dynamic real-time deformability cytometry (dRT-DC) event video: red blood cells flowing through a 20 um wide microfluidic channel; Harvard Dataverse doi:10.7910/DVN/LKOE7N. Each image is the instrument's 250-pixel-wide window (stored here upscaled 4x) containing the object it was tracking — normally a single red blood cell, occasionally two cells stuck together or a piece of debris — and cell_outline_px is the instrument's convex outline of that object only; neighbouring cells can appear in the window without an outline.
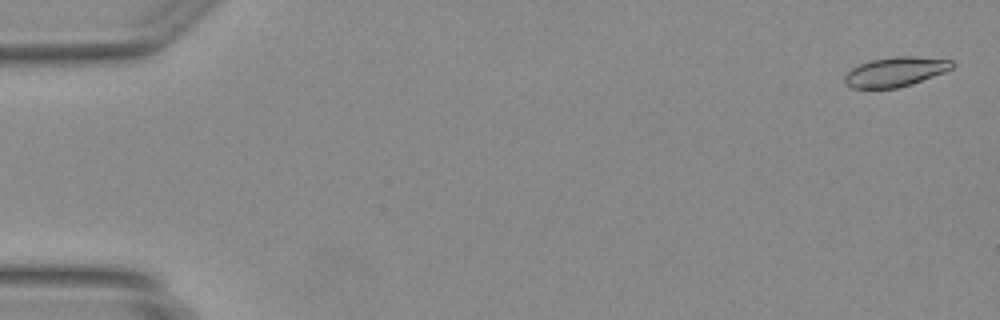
{"species": "Egyptian fruit bat (a non-hibernating species)", "species_latin": "Rousettus aegyptiacus", "temperature_condition": "warm", "stored_images_in_passage": 49, "camera_frame_rate_fps": 3000, "um_per_image_px": 0.085, "animal": {"sex": "female"}, "frame": {"image": 1, "passage_image": 2, "time_ms": 0.333, "image_size_px": [1000, 320], "cell_outline_px": [[956, 64], [952, 68], [944, 72], [912, 84], [896, 88], [852, 88], [844, 80], [844, 76], [852, 68], [860, 64], [872, 60], [896, 56], [908, 56], [952, 60]], "centroid_in_image_um": [76.13, 6.1], "position_along_channel_um": 8.9, "area_um2": 18.26}}
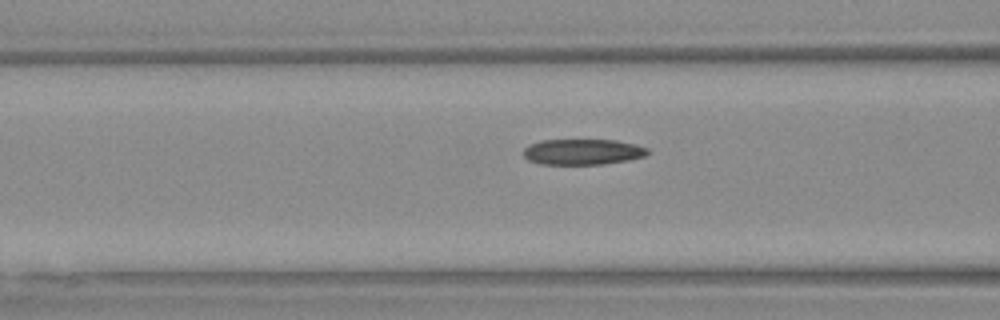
{"frame": {"image": 2, "passage_image": 20, "time_ms": 6.333, "image_size_px": [1000, 320], "cell_outline_px": [[648, 152], [644, 156], [628, 160], [604, 164], [540, 164], [528, 160], [524, 156], [524, 148], [528, 144], [540, 140], [616, 140], [636, 144], [648, 148]], "centroid_in_image_um": [49.51, 12.9], "position_along_channel_um": 117.1, "area_um2": 18.67}}
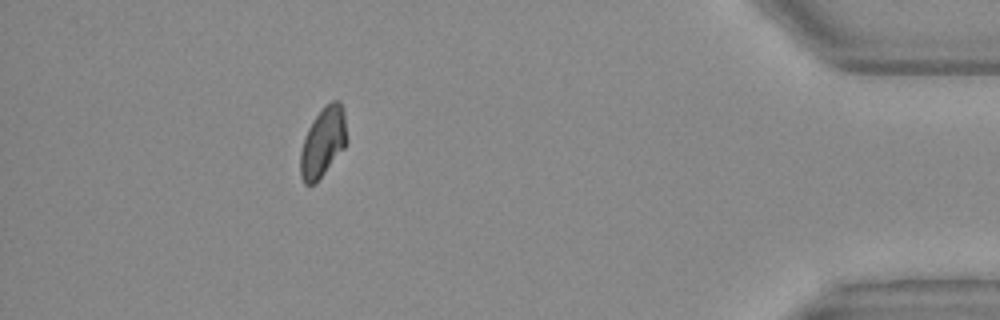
{"frame": {"image": 3, "passage_image": 44, "time_ms": 14.333, "image_size_px": [1000, 320], "cell_outline_px": [[348, 140], [344, 148], [324, 172], [312, 184], [304, 184], [300, 176], [300, 152], [308, 128], [324, 104], [332, 100], [340, 100], [344, 112]], "centroid_in_image_um": [27.47, 12.03], "position_along_channel_um": 407.7, "area_um2": 18.67}}